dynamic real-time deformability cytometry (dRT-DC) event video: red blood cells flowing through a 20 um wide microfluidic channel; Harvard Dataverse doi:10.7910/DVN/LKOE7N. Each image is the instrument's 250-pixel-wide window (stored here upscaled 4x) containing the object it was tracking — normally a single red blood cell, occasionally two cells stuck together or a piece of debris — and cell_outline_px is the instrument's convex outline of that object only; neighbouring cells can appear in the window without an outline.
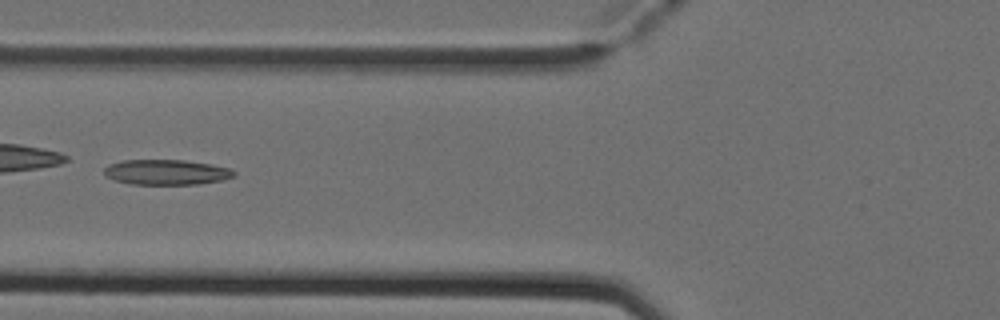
{"species": "Egyptian fruit bat (a non-hibernating species)", "species_latin": "Rousettus aegyptiacus", "temperature_condition": "cold", "stored_images_in_passage": 6, "camera_frame_rate_fps": 3000, "um_per_image_px": 0.085, "animal": {"sex": "female"}, "frame": {"image": 1, "passage_image": 5, "time_ms": 1.333, "image_size_px": [1000, 320], "cell_outline_px": [[236, 176], [220, 180], [200, 184], [132, 184], [116, 180], [104, 176], [104, 168], [108, 164], [124, 160], [184, 160], [208, 164], [228, 168], [236, 172]], "centroid_in_image_um": [14.11, 14.63], "position_along_channel_um": 111.7, "area_um2": 18.96}}
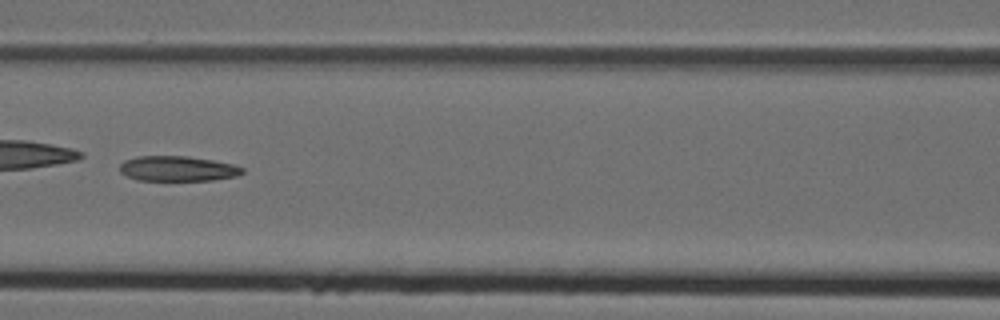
{"frame": {"image": 2, "passage_image": 6, "time_ms": 1.667, "image_size_px": [1000, 320], "cell_outline_px": [[244, 172], [236, 176], [212, 180], [136, 180], [120, 172], [120, 164], [124, 160], [136, 156], [188, 156], [212, 160], [232, 164], [244, 168]], "centroid_in_image_um": [15.08, 14.33], "position_along_channel_um": 151.5, "area_um2": 17.92}}